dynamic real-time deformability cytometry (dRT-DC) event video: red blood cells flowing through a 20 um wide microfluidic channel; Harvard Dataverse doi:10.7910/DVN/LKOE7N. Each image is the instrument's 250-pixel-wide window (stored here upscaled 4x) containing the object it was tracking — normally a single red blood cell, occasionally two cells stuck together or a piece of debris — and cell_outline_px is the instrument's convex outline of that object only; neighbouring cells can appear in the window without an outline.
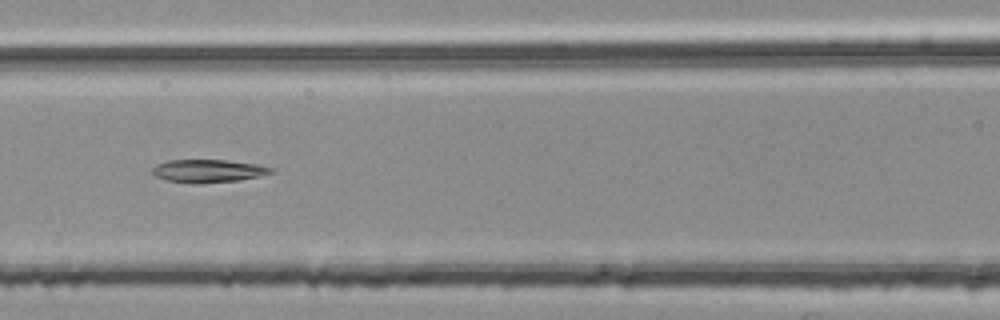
{"species": "common noctule bat (a hibernating species)", "species_latin": "Nyctalus noctula", "temperature_condition": "room temperature", "stored_images_in_passage": 54, "segment_of_instrument_passage": [2, 2], "camera_frame_rate_fps": 3000, "um_per_image_px": 0.085, "animal": {"sex": "female", "body_mass_g": 25.1}, "frame": {"image": 1, "passage_image": 24, "time_ms": 7.667, "image_size_px": [1000, 320], "cell_outline_px": [[272, 172], [240, 180], [196, 184], [192, 184], [168, 180], [156, 176], [152, 172], [152, 168], [168, 160], [224, 160], [256, 164], [272, 168]], "centroid_in_image_um": [17.66, 14.53], "position_along_channel_um": 148.9, "area_um2": 15.55}}
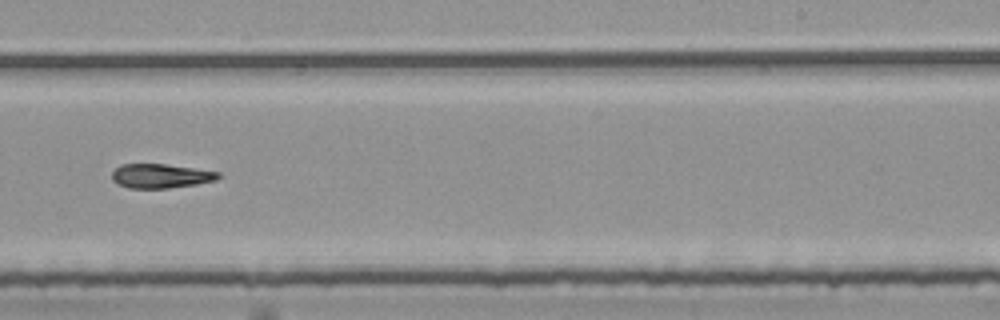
{"frame": {"image": 2, "passage_image": 34, "time_ms": 11.0, "image_size_px": [1000, 320], "cell_outline_px": [[224, 176], [216, 180], [196, 184], [168, 188], [128, 188], [112, 180], [112, 172], [120, 164], [164, 164], [220, 172]], "centroid_in_image_um": [13.68, 14.95], "position_along_channel_um": 275.3, "area_um2": 14.97}}
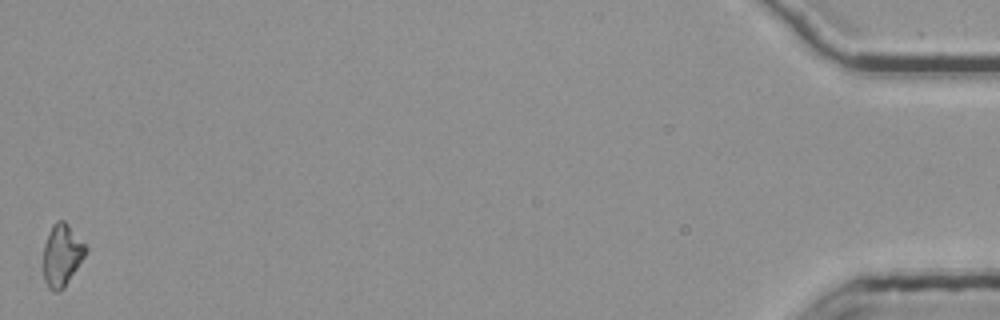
{"frame": {"image": 3, "passage_image": 54, "time_ms": 17.667, "image_size_px": [1000, 320], "cell_outline_px": [[88, 248], [84, 256], [64, 288], [56, 292], [52, 292], [48, 288], [44, 280], [40, 268], [44, 244], [52, 224], [56, 220], [64, 220], [68, 224]], "centroid_in_image_um": [5.19, 21.71], "position_along_channel_um": 430.0, "area_um2": 15.72}}